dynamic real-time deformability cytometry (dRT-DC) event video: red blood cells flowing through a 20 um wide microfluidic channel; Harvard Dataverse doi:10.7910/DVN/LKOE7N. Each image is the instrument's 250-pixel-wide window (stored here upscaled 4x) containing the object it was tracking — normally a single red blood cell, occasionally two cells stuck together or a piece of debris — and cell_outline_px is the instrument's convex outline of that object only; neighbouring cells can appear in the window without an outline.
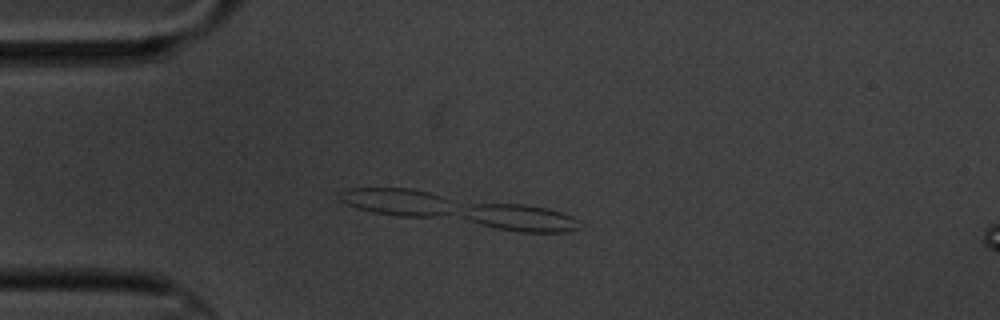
{"species": "common noctule bat (a hibernating species)", "species_latin": "Nyctalus noctula", "temperature_condition": "cold", "stored_images_in_passage": 5, "camera_frame_rate_fps": 3000, "um_per_image_px": 0.085, "animal": {"sex": "male", "body_mass_g": 20.1, "forearm_length_mm": 53.5}, "frame": {"image": 1, "passage_image": 3, "time_ms": 2.333, "image_size_px": [1000, 320], "cell_outline_px": [[580, 228], [568, 232], [520, 232], [496, 228], [480, 224], [464, 216], [464, 212], [472, 204], [524, 204], [548, 208], [572, 216], [576, 220]], "centroid_in_image_um": [44.32, 18.53], "position_along_channel_um": 40.7, "area_um2": 17.92}}